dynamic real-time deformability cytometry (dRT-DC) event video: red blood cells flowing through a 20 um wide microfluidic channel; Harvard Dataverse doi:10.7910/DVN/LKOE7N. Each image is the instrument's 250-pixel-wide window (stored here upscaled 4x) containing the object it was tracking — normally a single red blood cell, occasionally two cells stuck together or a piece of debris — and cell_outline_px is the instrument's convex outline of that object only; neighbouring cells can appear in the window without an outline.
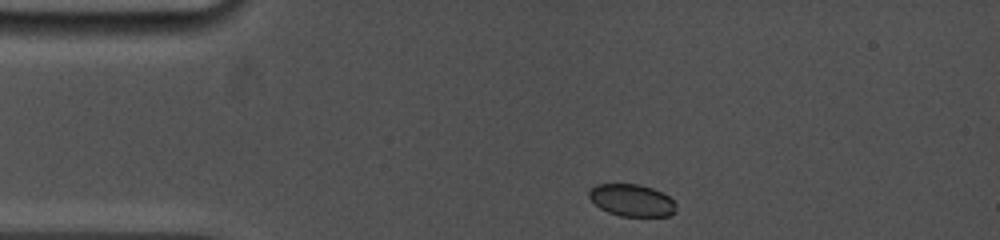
{"species": "common noctule bat (a hibernating species)", "species_latin": "Nyctalus noctula", "temperature_condition": "cold", "stored_images_in_passage": 7, "camera_frame_rate_fps": 5000, "um_per_image_px": 0.085, "animal": {"sex": "female", "body_mass_g": 19.0, "forearm_length_mm": 53.3}, "frame": {"image": 1, "passage_image": 1, "time_ms": 0.0, "image_size_px": [1000, 240], "cell_outline_px": [[676, 212], [668, 216], [620, 216], [608, 212], [600, 208], [588, 196], [588, 192], [596, 184], [640, 184], [652, 188], [668, 196], [676, 204]], "centroid_in_image_um": [53.71, 17.02], "position_along_channel_um": 31.3, "area_um2": 16.24}}
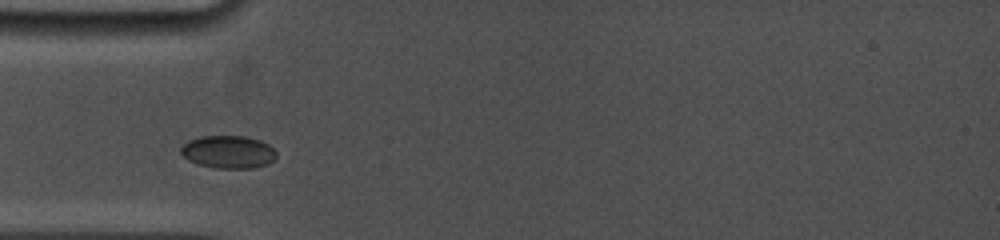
{"frame": {"image": 2, "passage_image": 4, "time_ms": 2.0, "image_size_px": [1000, 240], "cell_outline_px": [[276, 156], [268, 164], [252, 168], [216, 168], [200, 164], [188, 160], [180, 152], [180, 148], [188, 140], [200, 136], [244, 136], [260, 140], [268, 144], [276, 152]], "centroid_in_image_um": [19.39, 12.91], "position_along_channel_um": 65.6, "area_um2": 18.15}}
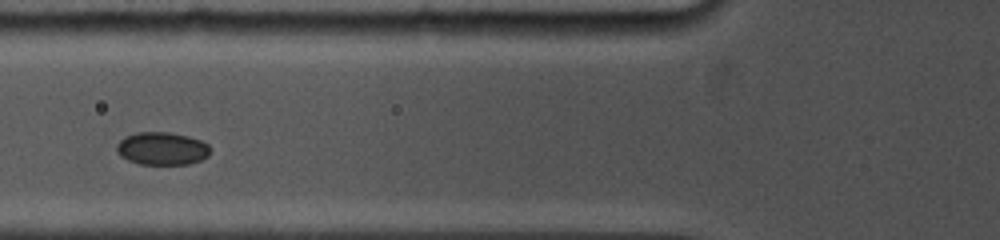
{"frame": {"image": 3, "passage_image": 6, "time_ms": 3.2, "image_size_px": [1000, 240], "cell_outline_px": [[212, 148], [208, 156], [200, 160], [188, 164], [140, 164], [128, 160], [120, 156], [116, 152], [116, 144], [124, 136], [136, 132], [168, 132], [188, 136], [200, 140], [208, 144]], "centroid_in_image_um": [13.76, 12.62], "position_along_channel_um": 112.0, "area_um2": 18.09}}